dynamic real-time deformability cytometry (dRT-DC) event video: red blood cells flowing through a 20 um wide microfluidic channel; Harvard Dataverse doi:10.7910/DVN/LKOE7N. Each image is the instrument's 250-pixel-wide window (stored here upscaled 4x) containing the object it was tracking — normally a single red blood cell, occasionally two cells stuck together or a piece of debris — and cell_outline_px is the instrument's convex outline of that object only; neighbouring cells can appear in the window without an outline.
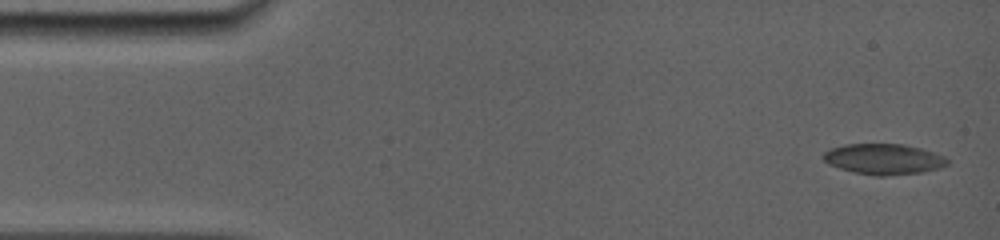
{"species": "common noctule bat (a hibernating species)", "species_latin": "Nyctalus noctula", "temperature_condition": "room temperature", "stored_images_in_passage": 37, "camera_frame_rate_fps": 5000, "um_per_image_px": 0.085, "animal": {"sex": "female", "body_mass_g": 19.0, "forearm_length_mm": 56.7}, "frame": {"image": 1, "passage_image": 1, "time_ms": 0.0, "image_size_px": [1000, 240], "cell_outline_px": [[948, 164], [940, 168], [920, 172], [884, 176], [876, 176], [852, 172], [828, 164], [820, 156], [824, 152], [832, 148], [844, 144], [904, 144], [920, 148], [944, 156], [948, 160]], "centroid_in_image_um": [75.08, 13.52], "position_along_channel_um": 9.9, "area_um2": 22.14}}
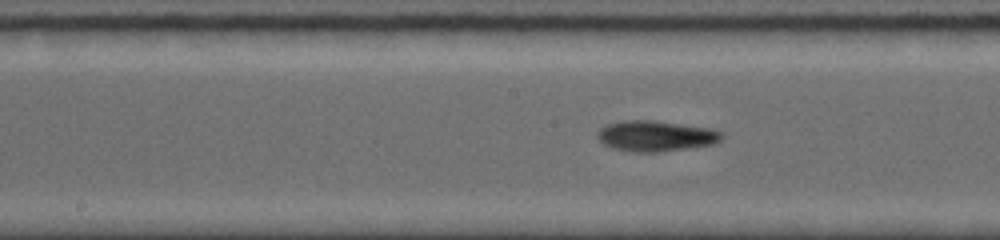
{"frame": {"image": 2, "passage_image": 16, "time_ms": 7.6, "image_size_px": [1000, 240], "cell_outline_px": [[724, 136], [716, 144], [660, 152], [636, 152], [612, 148], [604, 144], [596, 136], [596, 132], [600, 128], [608, 124], [624, 120], [656, 120], [712, 128], [724, 132]], "centroid_in_image_um": [55.78, 11.55], "position_along_channel_um": 192.4, "area_um2": 22.54}}
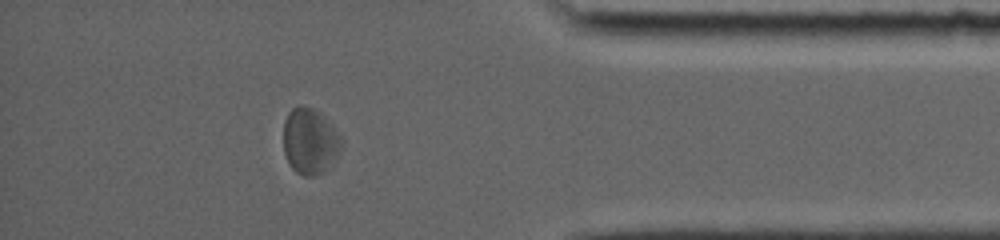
{"frame": {"image": 3, "passage_image": 31, "time_ms": 13.6, "image_size_px": [1000, 240], "cell_outline_px": [[344, 144], [340, 156], [332, 168], [324, 172], [312, 176], [304, 176], [296, 172], [288, 164], [284, 152], [284, 120], [288, 112], [296, 104], [300, 104], [312, 108], [320, 112], [332, 124], [344, 140]], "centroid_in_image_um": [26.4, 12.02], "position_along_channel_um": 408.8, "area_um2": 23.29}, "authors_computed_cell_mechanics": {"area_um2": 21.9062, "velocity_mm_per_s": 3.8586, "shape_relaxation_time_tau1_ms": 2.8322, "shape_relaxation_time_tau2_ms": 1.2237, "deformation_change_tau1": 0.0876, "deformation_change_tau2": 0.0693}}